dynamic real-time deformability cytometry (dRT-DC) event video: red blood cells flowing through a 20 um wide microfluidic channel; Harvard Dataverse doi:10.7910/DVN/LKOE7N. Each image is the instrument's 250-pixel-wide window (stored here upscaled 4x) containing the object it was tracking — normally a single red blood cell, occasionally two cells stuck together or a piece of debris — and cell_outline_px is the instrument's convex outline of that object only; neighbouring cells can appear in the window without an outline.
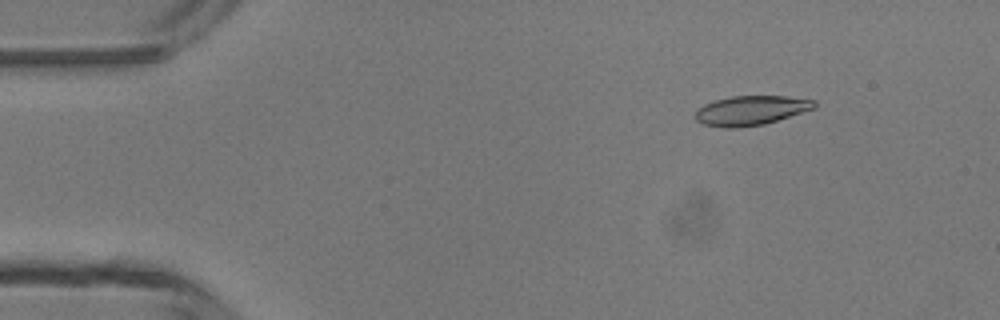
{"species": "common noctule bat (a hibernating species)", "species_latin": "Nyctalus noctula", "temperature_condition": "room temperature", "stored_images_in_passage": 2, "camera_frame_rate_fps": 3000, "um_per_image_px": 0.085, "animal": {"sex": "male", "body_mass_g": 13.3}, "frame": {"image": 1, "passage_image": 1, "time_ms": 0.0, "image_size_px": [1000, 320], "cell_outline_px": [[816, 108], [764, 124], [736, 128], [724, 128], [704, 124], [696, 120], [692, 116], [696, 108], [704, 104], [716, 100], [732, 96], [784, 96], [816, 100]], "centroid_in_image_um": [63.79, 9.39], "position_along_channel_um": 21.2, "area_um2": 20.58}}